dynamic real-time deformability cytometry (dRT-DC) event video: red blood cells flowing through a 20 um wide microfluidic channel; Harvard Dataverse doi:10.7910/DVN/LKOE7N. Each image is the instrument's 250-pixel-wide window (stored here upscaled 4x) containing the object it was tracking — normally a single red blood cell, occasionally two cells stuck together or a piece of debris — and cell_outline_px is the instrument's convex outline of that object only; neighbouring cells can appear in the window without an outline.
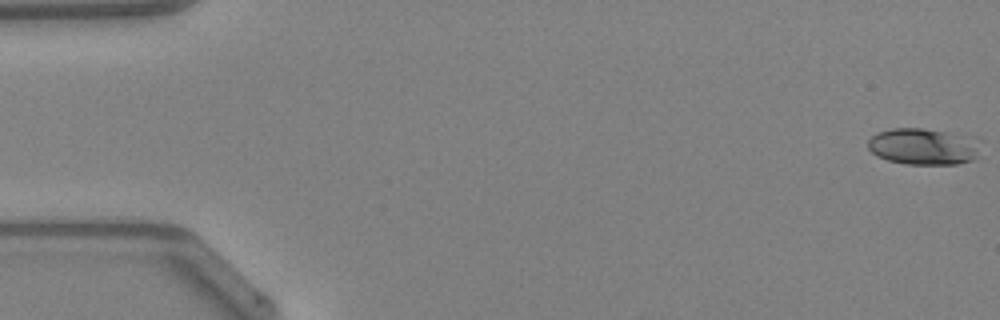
{"species": "Egyptian fruit bat (a non-hibernating species)", "species_latin": "Rousettus aegyptiacus", "temperature_condition": "warm", "stored_images_in_passage": 48, "camera_frame_rate_fps": 3000, "um_per_image_px": 0.085, "animal": {"sex": "female"}, "frame": {"image": 1, "passage_image": 1, "time_ms": 0.0, "image_size_px": [1000, 320], "cell_outline_px": [[984, 140], [976, 156], [972, 160], [956, 164], [904, 164], [888, 160], [876, 156], [868, 148], [868, 140], [876, 132], [892, 128], [924, 128], [980, 136]], "centroid_in_image_um": [78.58, 12.42], "position_along_channel_um": 6.4, "area_um2": 24.8}}
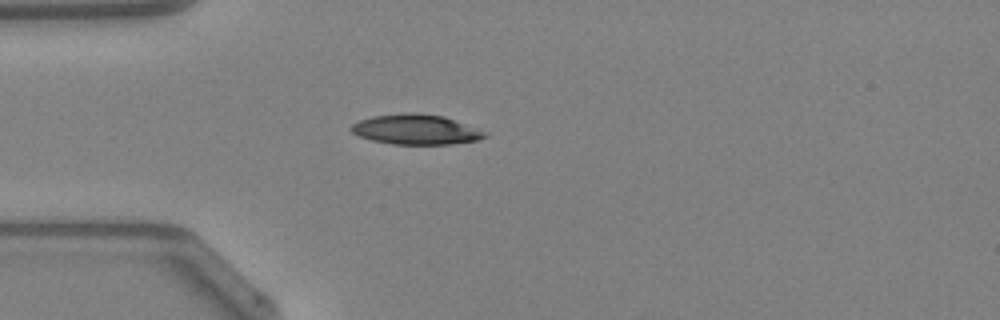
{"frame": {"image": 2, "passage_image": 14, "time_ms": 4.333, "image_size_px": [1000, 320], "cell_outline_px": [[488, 136], [476, 140], [452, 144], [392, 144], [372, 140], [360, 136], [352, 132], [348, 128], [352, 124], [360, 120], [372, 116], [404, 112], [412, 112], [444, 116], [488, 132]], "centroid_in_image_um": [35.35, 11.0], "position_along_channel_um": 49.7, "area_um2": 23.47}}
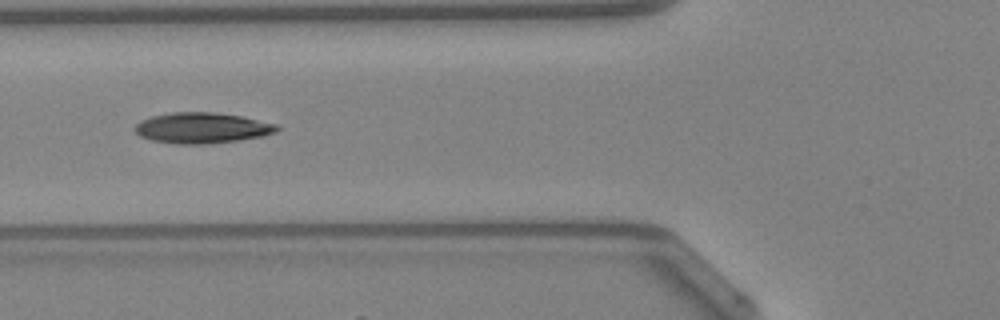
{"frame": {"image": 3, "passage_image": 19, "time_ms": 6.0, "image_size_px": [1000, 320], "cell_outline_px": [[280, 128], [276, 132], [260, 136], [236, 140], [208, 144], [176, 144], [152, 140], [140, 136], [136, 132], [136, 124], [140, 120], [152, 116], [172, 112], [212, 112], [240, 116], [276, 124]], "centroid_in_image_um": [17.14, 10.87], "position_along_channel_um": 108.7, "area_um2": 25.14}, "authors_computed_cell_mechanics": {"area_um2": 24.3049, "velocity_mm_per_s": 4.2683, "shape_relaxation_time_tau1_ms": 3.879, "shape_relaxation_time_tau2_ms": 3.5976, "deformation_change_tau1": 0.1511, "deformation_change_tau2": 0.1059}}